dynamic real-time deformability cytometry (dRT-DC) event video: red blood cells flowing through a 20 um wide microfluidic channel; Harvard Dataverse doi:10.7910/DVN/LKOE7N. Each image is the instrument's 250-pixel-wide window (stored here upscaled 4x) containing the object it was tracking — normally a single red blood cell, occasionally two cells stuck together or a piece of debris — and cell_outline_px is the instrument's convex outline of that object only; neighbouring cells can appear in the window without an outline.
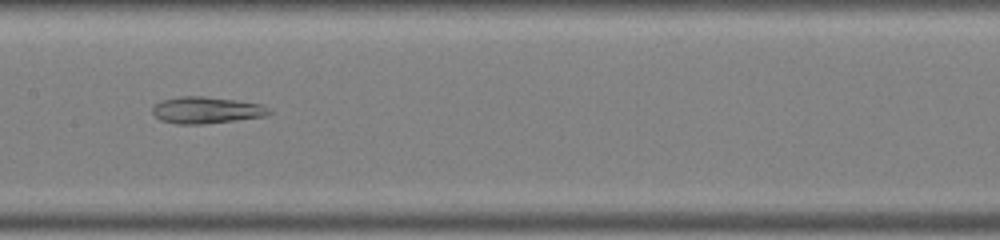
{"species": "common noctule bat (a hibernating species)", "species_latin": "Nyctalus noctula", "temperature_condition": "warm", "stored_images_in_passage": 37, "segment_of_instrument_passage": [2, 3], "camera_frame_rate_fps": 3000, "um_per_image_px": 0.085, "animal": {"sex": "male", "body_mass_g": 19.0, "forearm_length_mm": 50.8}, "frame": {"image": 1, "passage_image": 19, "time_ms": 6.0, "image_size_px": [1000, 240], "cell_outline_px": [[272, 112], [268, 116], [204, 124], [176, 124], [160, 120], [152, 112], [152, 108], [160, 100], [180, 96], [204, 96], [236, 100], [260, 104], [272, 108]], "centroid_in_image_um": [17.57, 9.36], "position_along_channel_um": 189.8, "area_um2": 18.32}}
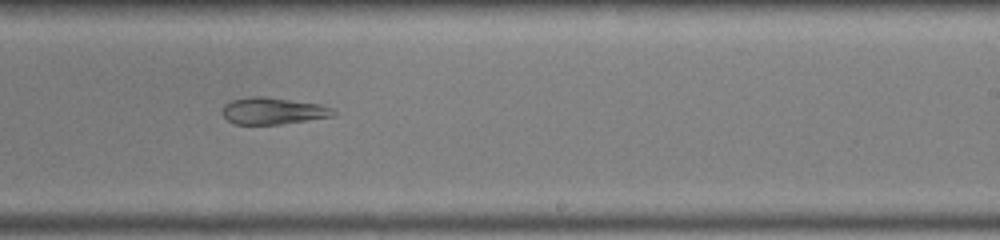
{"frame": {"image": 2, "passage_image": 24, "time_ms": 7.667, "image_size_px": [1000, 240], "cell_outline_px": [[336, 116], [280, 124], [236, 124], [228, 120], [224, 116], [224, 104], [232, 100], [248, 96], [264, 96], [320, 104], [336, 108]], "centroid_in_image_um": [23.27, 9.42], "position_along_channel_um": 265.7, "area_um2": 17.4}}
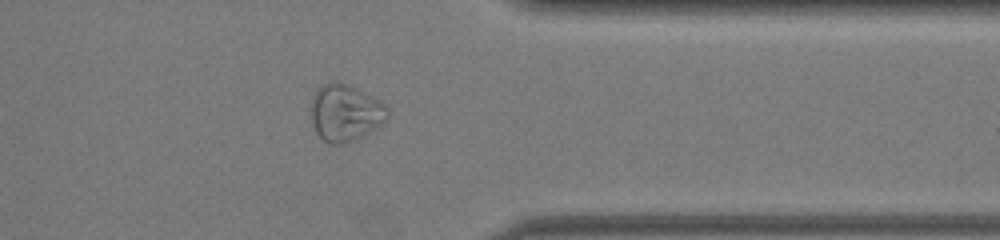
{"frame": {"image": 3, "passage_image": 32, "time_ms": 10.333, "image_size_px": [1000, 240], "cell_outline_px": [[388, 120], [384, 124], [352, 140], [340, 144], [328, 144], [316, 132], [312, 124], [312, 96], [316, 88], [320, 84], [332, 80], [348, 84], [356, 88], [384, 104], [388, 108]], "centroid_in_image_um": [29.33, 9.56], "position_along_channel_um": 382.1, "area_um2": 25.32}}